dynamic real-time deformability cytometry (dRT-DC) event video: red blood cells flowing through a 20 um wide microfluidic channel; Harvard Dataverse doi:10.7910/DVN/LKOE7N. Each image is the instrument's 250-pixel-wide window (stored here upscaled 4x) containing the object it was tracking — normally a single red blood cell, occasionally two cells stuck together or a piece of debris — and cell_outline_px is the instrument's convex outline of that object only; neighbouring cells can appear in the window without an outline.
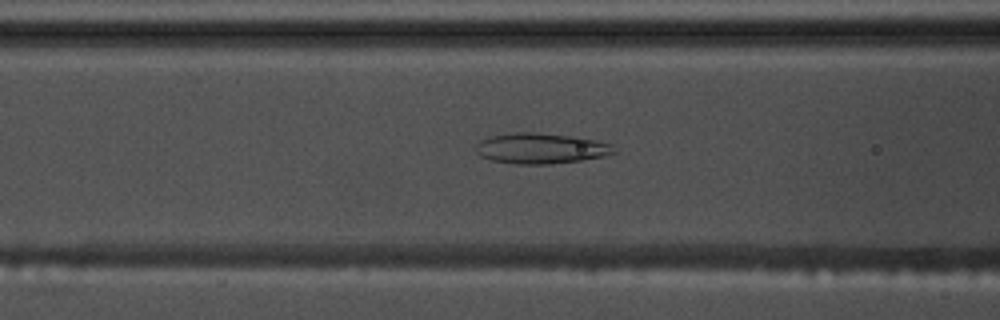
{"species": "common noctule bat (a hibernating species)", "species_latin": "Nyctalus noctula", "temperature_condition": "warm", "stored_images_in_passage": 52, "camera_frame_rate_fps": 3000, "um_per_image_px": 0.085, "animal": {"sex": "male", "body_mass_g": 17.5, "forearm_length_mm": 52.3}, "frame": {"image": 1, "passage_image": 18, "time_ms": 5.667, "image_size_px": [1000, 320], "cell_outline_px": [[616, 152], [604, 156], [580, 160], [548, 164], [516, 164], [492, 160], [480, 156], [476, 152], [476, 144], [480, 140], [492, 136], [516, 132], [532, 132], [568, 136], [596, 140], [612, 144]], "centroid_in_image_um": [45.95, 12.61], "position_along_channel_um": 120.6, "area_um2": 24.33}}
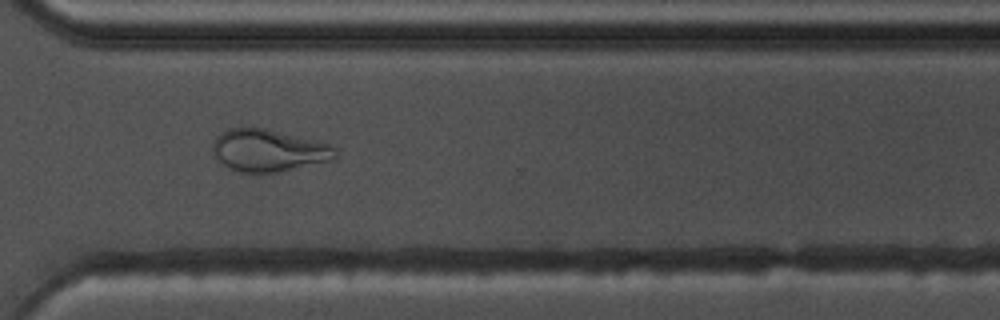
{"frame": {"image": 2, "passage_image": 37, "time_ms": 12.0, "image_size_px": [1000, 320], "cell_outline_px": [[336, 160], [276, 172], [240, 172], [228, 168], [220, 164], [212, 148], [212, 144], [216, 136], [220, 132], [228, 128], [264, 128], [328, 144], [336, 148]], "centroid_in_image_um": [22.79, 12.8], "position_along_channel_um": 347.8, "area_um2": 30.0}}
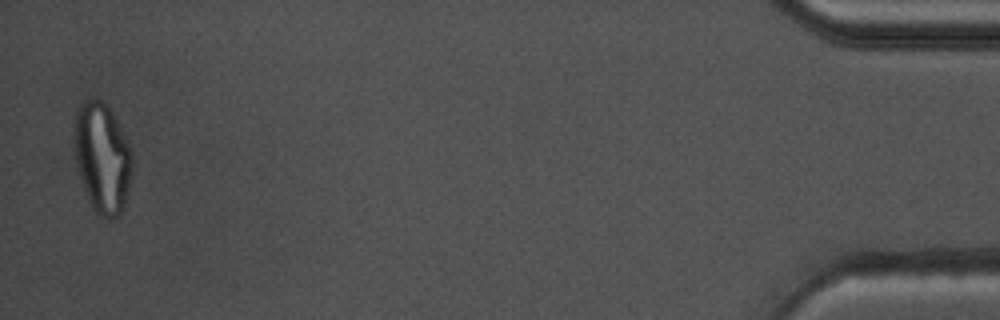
{"frame": {"image": 3, "passage_image": 51, "time_ms": 16.667, "image_size_px": [1000, 320], "cell_outline_px": [[132, 172], [124, 204], [120, 216], [112, 220], [100, 216], [96, 212], [84, 188], [80, 176], [76, 160], [72, 136], [76, 112], [80, 104], [84, 100], [92, 96], [100, 100], [108, 108], [120, 124], [132, 152]], "centroid_in_image_um": [8.69, 13.37], "position_along_channel_um": 426.5, "area_um2": 37.34}}